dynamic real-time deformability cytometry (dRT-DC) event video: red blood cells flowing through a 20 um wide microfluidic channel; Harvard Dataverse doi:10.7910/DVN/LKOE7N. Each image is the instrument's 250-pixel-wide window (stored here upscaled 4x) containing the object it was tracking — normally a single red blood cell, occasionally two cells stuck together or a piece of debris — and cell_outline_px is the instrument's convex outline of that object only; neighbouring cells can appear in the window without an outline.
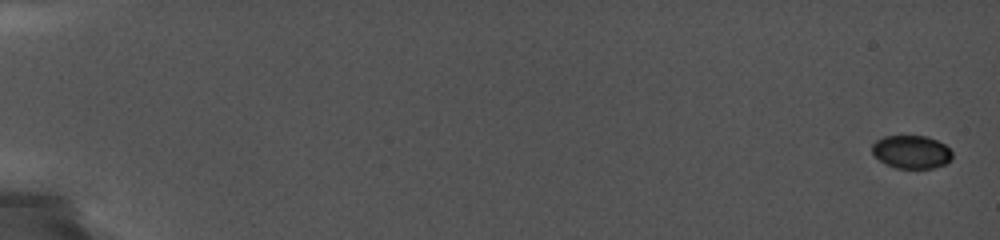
{"species": "common noctule bat (a hibernating species)", "species_latin": "Nyctalus noctula", "temperature_condition": "cold", "stored_images_in_passage": 90, "camera_frame_rate_fps": 5000, "um_per_image_px": 0.085, "animal": {"sex": "female", "body_mass_g": 19.0, "forearm_length_mm": 56.7}, "frame": {"image": 1, "passage_image": 1, "time_ms": 0.0, "image_size_px": [1000, 240], "cell_outline_px": [[952, 160], [944, 164], [932, 168], [896, 168], [880, 160], [872, 152], [872, 144], [876, 140], [884, 136], [928, 136], [944, 144], [952, 152]], "centroid_in_image_um": [77.48, 12.9], "position_along_channel_um": 7.5, "area_um2": 15.37}}
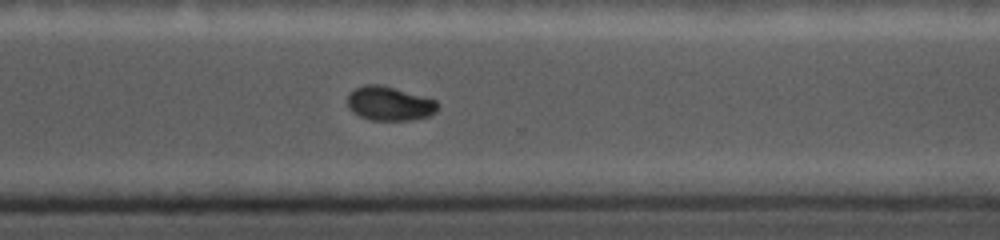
{"frame": {"image": 2, "passage_image": 73, "time_ms": 14.2, "image_size_px": [1000, 240], "cell_outline_px": [[440, 104], [436, 112], [428, 116], [412, 120], [372, 120], [360, 116], [352, 112], [348, 108], [348, 96], [356, 88], [364, 84], [380, 84], [436, 100]], "centroid_in_image_um": [33.12, 8.81], "position_along_channel_um": 337.5, "area_um2": 17.86}}
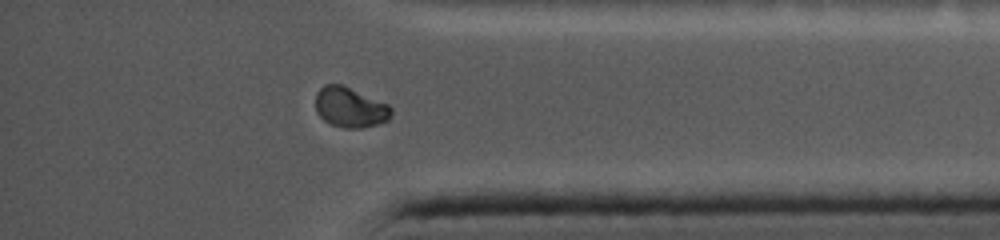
{"frame": {"image": 3, "passage_image": 80, "time_ms": 16.0, "image_size_px": [1000, 240], "cell_outline_px": [[392, 112], [388, 120], [376, 124], [360, 128], [344, 128], [332, 124], [324, 120], [316, 112], [316, 92], [324, 84], [344, 84], [388, 104], [392, 108]], "centroid_in_image_um": [29.75, 9.1], "position_along_channel_um": 405.5, "area_um2": 17.8}}